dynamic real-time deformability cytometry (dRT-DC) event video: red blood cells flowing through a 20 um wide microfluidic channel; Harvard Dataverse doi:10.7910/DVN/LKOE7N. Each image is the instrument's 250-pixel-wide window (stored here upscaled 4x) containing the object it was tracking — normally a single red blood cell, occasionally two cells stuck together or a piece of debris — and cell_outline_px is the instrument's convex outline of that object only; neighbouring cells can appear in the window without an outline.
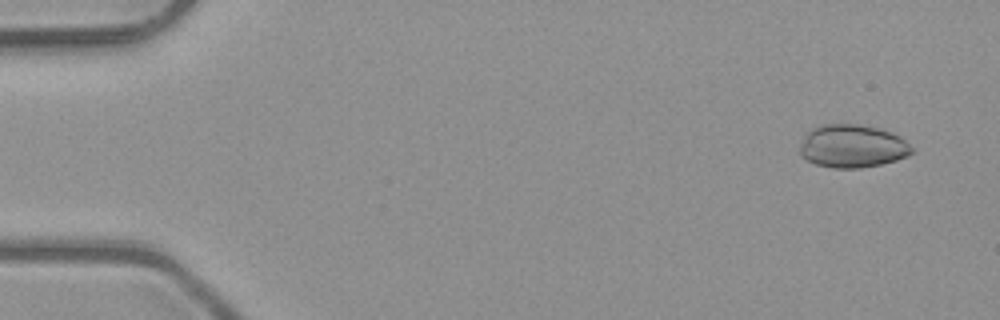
{"species": "common noctule bat (a hibernating species)", "species_latin": "Nyctalus noctula", "temperature_condition": "room temperature", "stored_images_in_passage": 6, "camera_frame_rate_fps": 3000, "um_per_image_px": 0.085, "animal": {"sex": "male", "body_mass_g": 23.1, "forearm_length_mm": 52.7}, "frame": {"image": 1, "passage_image": 1, "time_ms": 0.0, "image_size_px": [1000, 320], "cell_outline_px": [[916, 152], [908, 156], [896, 160], [880, 164], [860, 168], [832, 168], [816, 164], [800, 156], [800, 144], [808, 132], [812, 128], [824, 124], [860, 124], [892, 132], [900, 136]], "centroid_in_image_um": [72.46, 12.43], "position_along_channel_um": 12.5, "area_um2": 28.09}}
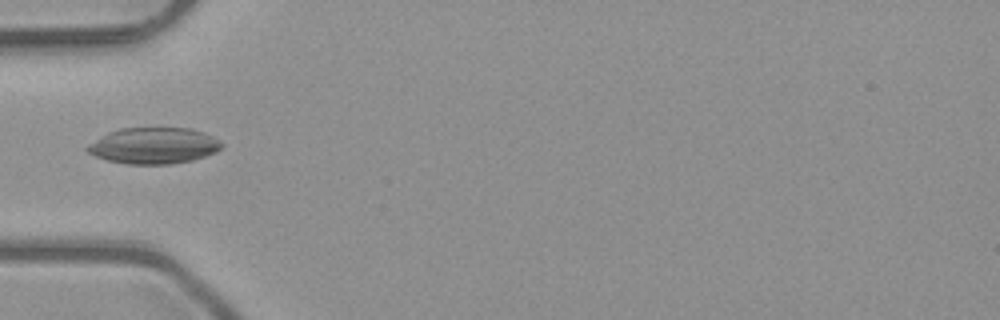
{"frame": {"image": 2, "passage_image": 5, "time_ms": 1.333, "image_size_px": [1000, 320], "cell_outline_px": [[224, 144], [216, 152], [192, 160], [168, 164], [124, 164], [108, 160], [96, 156], [88, 152], [84, 148], [88, 144], [108, 132], [120, 128], [188, 128], [204, 132], [220, 140]], "centroid_in_image_um": [13.06, 12.38], "position_along_channel_um": 71.9, "area_um2": 28.32}}
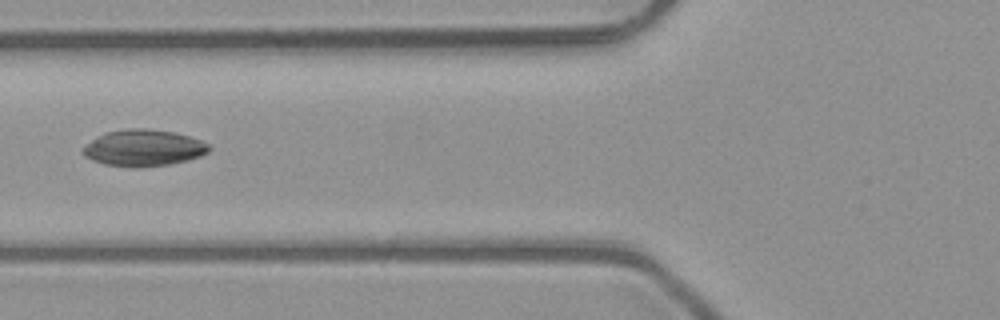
{"frame": {"image": 3, "passage_image": 6, "time_ms": 1.667, "image_size_px": [1000, 320], "cell_outline_px": [[212, 148], [208, 152], [200, 156], [188, 160], [168, 164], [136, 168], [132, 168], [104, 164], [92, 160], [84, 156], [80, 152], [80, 148], [104, 132], [128, 128], [148, 128], [172, 132], [188, 136], [200, 140], [208, 144]], "centroid_in_image_um": [12.15, 12.58], "position_along_channel_um": 113.6, "area_um2": 27.05}}